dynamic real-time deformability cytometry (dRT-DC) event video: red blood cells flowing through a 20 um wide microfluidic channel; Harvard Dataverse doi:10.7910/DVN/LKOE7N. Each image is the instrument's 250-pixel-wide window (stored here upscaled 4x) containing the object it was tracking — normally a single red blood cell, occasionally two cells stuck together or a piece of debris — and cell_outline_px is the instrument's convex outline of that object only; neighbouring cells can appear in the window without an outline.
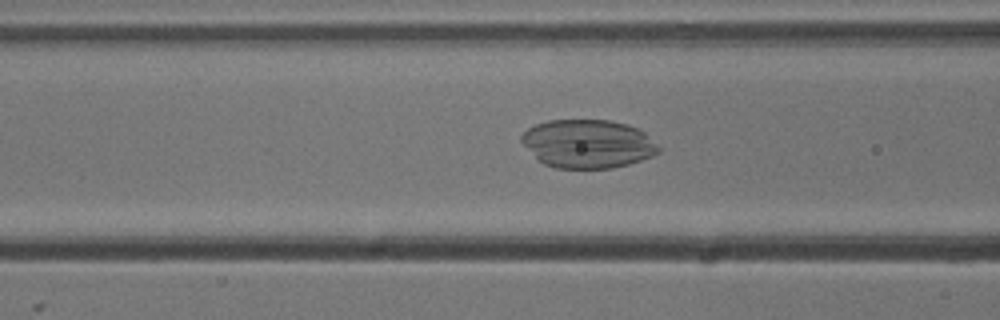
{"species": "common noctule bat (a hibernating species)", "species_latin": "Nyctalus noctula", "temperature_condition": "cold", "stored_images_in_passage": 26, "camera_frame_rate_fps": 3000, "um_per_image_px": 0.085, "animal": {"sex": "male", "body_mass_g": 13.3}, "frame": {"image": 1, "passage_image": 5, "time_ms": 1.333, "image_size_px": [1000, 320], "cell_outline_px": [[660, 152], [652, 156], [628, 164], [612, 168], [556, 168], [544, 164], [520, 140], [520, 136], [528, 128], [536, 124], [548, 120], [612, 120], [628, 124], [640, 128], [660, 148]], "centroid_in_image_um": [49.99, 12.21], "position_along_channel_um": 116.6, "area_um2": 38.61}}
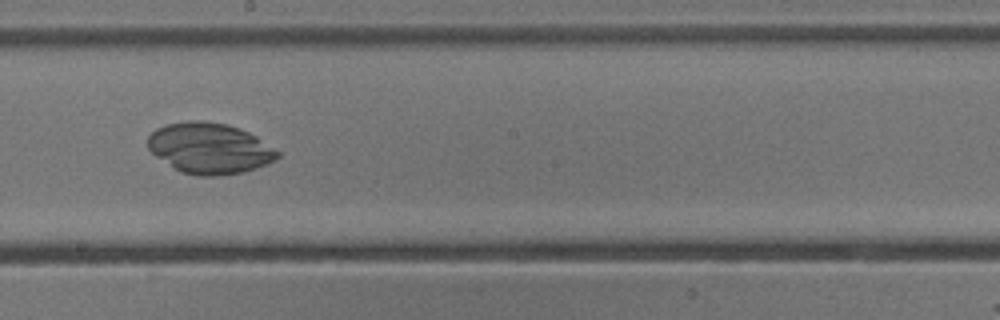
{"frame": {"image": 2, "passage_image": 14, "time_ms": 4.333, "image_size_px": [1000, 320], "cell_outline_px": [[280, 156], [268, 164], [244, 172], [220, 176], [196, 176], [180, 172], [156, 156], [148, 148], [148, 136], [156, 128], [168, 124], [188, 120], [204, 120], [228, 124], [240, 128], [256, 136], [280, 152]], "centroid_in_image_um": [17.82, 12.6], "position_along_channel_um": 230.4, "area_um2": 38.67}}
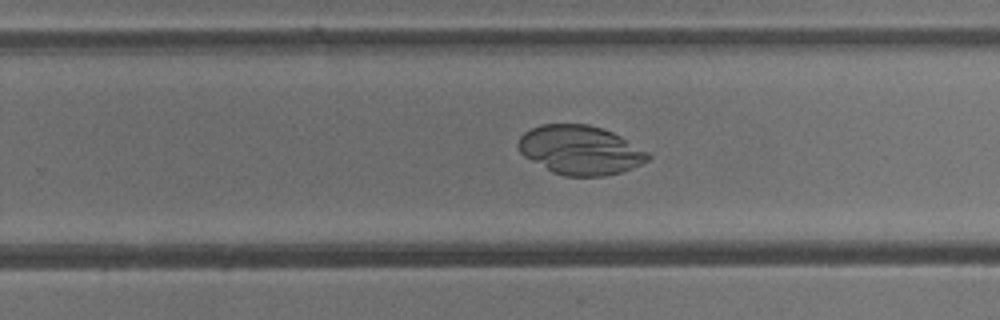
{"frame": {"image": 3, "passage_image": 18, "time_ms": 5.667, "image_size_px": [1000, 320], "cell_outline_px": [[652, 156], [648, 160], [632, 168], [620, 172], [604, 176], [564, 176], [552, 172], [524, 156], [520, 152], [516, 144], [520, 136], [524, 132], [540, 124], [588, 124], [604, 128], [620, 136], [648, 152]], "centroid_in_image_um": [49.3, 12.75], "position_along_channel_um": 280.5, "area_um2": 37.11}}